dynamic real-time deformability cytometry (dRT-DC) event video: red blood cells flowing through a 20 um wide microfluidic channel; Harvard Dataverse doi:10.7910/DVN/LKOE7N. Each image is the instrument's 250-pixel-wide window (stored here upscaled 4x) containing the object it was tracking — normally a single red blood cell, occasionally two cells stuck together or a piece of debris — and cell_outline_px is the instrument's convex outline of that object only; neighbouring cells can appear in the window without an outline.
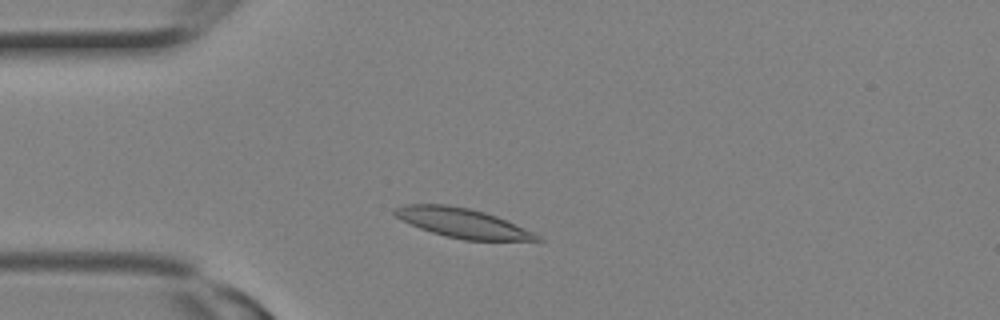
{"species": "Egyptian fruit bat (a non-hibernating species)", "species_latin": "Rousettus aegyptiacus", "temperature_condition": "room temperature", "stored_images_in_passage": 2, "camera_frame_rate_fps": 3000, "um_per_image_px": 0.085, "animal": {"sex": "female"}, "frame": {"image": 1, "passage_image": 2, "time_ms": 0.333, "image_size_px": [1000, 320], "cell_outline_px": [[544, 240], [464, 240], [432, 232], [420, 228], [396, 216], [392, 212], [392, 208], [404, 204], [448, 204], [468, 208], [484, 212], [496, 216], [532, 232], [540, 236]], "centroid_in_image_um": [39.26, 18.93], "position_along_channel_um": 45.7, "area_um2": 23.93}}